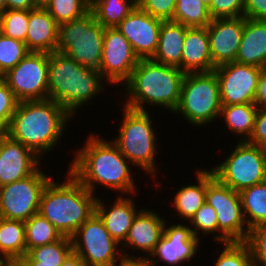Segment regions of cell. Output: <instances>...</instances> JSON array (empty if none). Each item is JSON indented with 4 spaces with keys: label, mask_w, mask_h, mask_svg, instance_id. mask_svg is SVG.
I'll return each mask as SVG.
<instances>
[{
    "label": "cell",
    "mask_w": 266,
    "mask_h": 266,
    "mask_svg": "<svg viewBox=\"0 0 266 266\" xmlns=\"http://www.w3.org/2000/svg\"><path fill=\"white\" fill-rule=\"evenodd\" d=\"M87 138L84 147L76 150L68 171L93 194L97 184L118 191L119 195L136 193L137 185L129 167L132 164H128L130 161L118 147L94 134Z\"/></svg>",
    "instance_id": "6da1fadb"
},
{
    "label": "cell",
    "mask_w": 266,
    "mask_h": 266,
    "mask_svg": "<svg viewBox=\"0 0 266 266\" xmlns=\"http://www.w3.org/2000/svg\"><path fill=\"white\" fill-rule=\"evenodd\" d=\"M70 118L73 117L51 99L22 101L4 132L43 158L61 141Z\"/></svg>",
    "instance_id": "7a4b0ae2"
},
{
    "label": "cell",
    "mask_w": 266,
    "mask_h": 266,
    "mask_svg": "<svg viewBox=\"0 0 266 266\" xmlns=\"http://www.w3.org/2000/svg\"><path fill=\"white\" fill-rule=\"evenodd\" d=\"M185 72L150 59H140L130 78L123 84L127 99L124 106L140 111L146 104L163 107L171 113L178 106ZM145 104V106H144Z\"/></svg>",
    "instance_id": "3957f363"
},
{
    "label": "cell",
    "mask_w": 266,
    "mask_h": 266,
    "mask_svg": "<svg viewBox=\"0 0 266 266\" xmlns=\"http://www.w3.org/2000/svg\"><path fill=\"white\" fill-rule=\"evenodd\" d=\"M104 81L98 70L78 64L65 53H49L48 99L62 106L73 118L76 110L104 91Z\"/></svg>",
    "instance_id": "277c9868"
},
{
    "label": "cell",
    "mask_w": 266,
    "mask_h": 266,
    "mask_svg": "<svg viewBox=\"0 0 266 266\" xmlns=\"http://www.w3.org/2000/svg\"><path fill=\"white\" fill-rule=\"evenodd\" d=\"M64 182L53 177L40 196L39 212L63 236L71 237L95 213V196L69 171Z\"/></svg>",
    "instance_id": "5b68a950"
},
{
    "label": "cell",
    "mask_w": 266,
    "mask_h": 266,
    "mask_svg": "<svg viewBox=\"0 0 266 266\" xmlns=\"http://www.w3.org/2000/svg\"><path fill=\"white\" fill-rule=\"evenodd\" d=\"M123 122L119 127L118 137L112 142L133 166L155 178L157 165V139L152 126V117L149 111H140L123 105ZM156 153V154H155ZM156 168V169H155ZM153 176V177H152Z\"/></svg>",
    "instance_id": "8992f818"
},
{
    "label": "cell",
    "mask_w": 266,
    "mask_h": 266,
    "mask_svg": "<svg viewBox=\"0 0 266 266\" xmlns=\"http://www.w3.org/2000/svg\"><path fill=\"white\" fill-rule=\"evenodd\" d=\"M221 99L215 71L186 73L182 82L180 100L174 114L196 127L205 126L220 116Z\"/></svg>",
    "instance_id": "52a82bcc"
},
{
    "label": "cell",
    "mask_w": 266,
    "mask_h": 266,
    "mask_svg": "<svg viewBox=\"0 0 266 266\" xmlns=\"http://www.w3.org/2000/svg\"><path fill=\"white\" fill-rule=\"evenodd\" d=\"M105 28L90 11L83 17L58 26L56 51L65 53L78 64L99 70Z\"/></svg>",
    "instance_id": "ba28073f"
},
{
    "label": "cell",
    "mask_w": 266,
    "mask_h": 266,
    "mask_svg": "<svg viewBox=\"0 0 266 266\" xmlns=\"http://www.w3.org/2000/svg\"><path fill=\"white\" fill-rule=\"evenodd\" d=\"M71 241L73 252L88 266H117L124 258L144 259L143 255L134 256L126 253L127 249H119L121 244L111 237L96 212L77 229Z\"/></svg>",
    "instance_id": "9c48e42d"
},
{
    "label": "cell",
    "mask_w": 266,
    "mask_h": 266,
    "mask_svg": "<svg viewBox=\"0 0 266 266\" xmlns=\"http://www.w3.org/2000/svg\"><path fill=\"white\" fill-rule=\"evenodd\" d=\"M206 203L217 213L218 234L214 235V241L222 245L230 241L246 240L249 228L239 192L221 183L211 170H207Z\"/></svg>",
    "instance_id": "30bf717a"
},
{
    "label": "cell",
    "mask_w": 266,
    "mask_h": 266,
    "mask_svg": "<svg viewBox=\"0 0 266 266\" xmlns=\"http://www.w3.org/2000/svg\"><path fill=\"white\" fill-rule=\"evenodd\" d=\"M225 158L210 170L221 183L236 192L266 181V163L257 145L238 140Z\"/></svg>",
    "instance_id": "8fae6325"
},
{
    "label": "cell",
    "mask_w": 266,
    "mask_h": 266,
    "mask_svg": "<svg viewBox=\"0 0 266 266\" xmlns=\"http://www.w3.org/2000/svg\"><path fill=\"white\" fill-rule=\"evenodd\" d=\"M50 179L39 167L24 179L0 186V217L25 222L38 213L40 196Z\"/></svg>",
    "instance_id": "7c38bea8"
},
{
    "label": "cell",
    "mask_w": 266,
    "mask_h": 266,
    "mask_svg": "<svg viewBox=\"0 0 266 266\" xmlns=\"http://www.w3.org/2000/svg\"><path fill=\"white\" fill-rule=\"evenodd\" d=\"M49 53L29 52L2 78L18 102L48 99Z\"/></svg>",
    "instance_id": "4fadbf2b"
},
{
    "label": "cell",
    "mask_w": 266,
    "mask_h": 266,
    "mask_svg": "<svg viewBox=\"0 0 266 266\" xmlns=\"http://www.w3.org/2000/svg\"><path fill=\"white\" fill-rule=\"evenodd\" d=\"M220 91L221 105L255 103L263 68L230 62L214 69Z\"/></svg>",
    "instance_id": "5bb4252c"
},
{
    "label": "cell",
    "mask_w": 266,
    "mask_h": 266,
    "mask_svg": "<svg viewBox=\"0 0 266 266\" xmlns=\"http://www.w3.org/2000/svg\"><path fill=\"white\" fill-rule=\"evenodd\" d=\"M127 38L117 27L105 28L99 72L105 82L121 85L130 78L139 62Z\"/></svg>",
    "instance_id": "9a60e30c"
},
{
    "label": "cell",
    "mask_w": 266,
    "mask_h": 266,
    "mask_svg": "<svg viewBox=\"0 0 266 266\" xmlns=\"http://www.w3.org/2000/svg\"><path fill=\"white\" fill-rule=\"evenodd\" d=\"M167 225L165 223L163 235L154 251L146 258L151 266H155L160 260L168 266H182L197 253L200 239L193 235L191 226L182 223Z\"/></svg>",
    "instance_id": "2e32d148"
},
{
    "label": "cell",
    "mask_w": 266,
    "mask_h": 266,
    "mask_svg": "<svg viewBox=\"0 0 266 266\" xmlns=\"http://www.w3.org/2000/svg\"><path fill=\"white\" fill-rule=\"evenodd\" d=\"M162 21L136 6L117 26L139 59H150L158 47Z\"/></svg>",
    "instance_id": "e0dca14e"
},
{
    "label": "cell",
    "mask_w": 266,
    "mask_h": 266,
    "mask_svg": "<svg viewBox=\"0 0 266 266\" xmlns=\"http://www.w3.org/2000/svg\"><path fill=\"white\" fill-rule=\"evenodd\" d=\"M41 160L31 149L0 132V186L33 174Z\"/></svg>",
    "instance_id": "ac0fdd59"
},
{
    "label": "cell",
    "mask_w": 266,
    "mask_h": 266,
    "mask_svg": "<svg viewBox=\"0 0 266 266\" xmlns=\"http://www.w3.org/2000/svg\"><path fill=\"white\" fill-rule=\"evenodd\" d=\"M245 17L212 19L207 26L209 50L215 67L235 62L243 35Z\"/></svg>",
    "instance_id": "d6986e66"
},
{
    "label": "cell",
    "mask_w": 266,
    "mask_h": 266,
    "mask_svg": "<svg viewBox=\"0 0 266 266\" xmlns=\"http://www.w3.org/2000/svg\"><path fill=\"white\" fill-rule=\"evenodd\" d=\"M151 210L142 208L137 213L125 241L121 244V249H137L142 251V254L146 252L148 255L143 256L144 259L150 256L159 243L167 221L160 213Z\"/></svg>",
    "instance_id": "ffe728a7"
},
{
    "label": "cell",
    "mask_w": 266,
    "mask_h": 266,
    "mask_svg": "<svg viewBox=\"0 0 266 266\" xmlns=\"http://www.w3.org/2000/svg\"><path fill=\"white\" fill-rule=\"evenodd\" d=\"M114 204L107 207L99 197L96 199L95 212L104 222L107 231L111 237L119 244H122L129 232L134 218L140 211L135 207V202L132 198L125 195H118L114 200ZM109 208V209H108Z\"/></svg>",
    "instance_id": "44dd1931"
},
{
    "label": "cell",
    "mask_w": 266,
    "mask_h": 266,
    "mask_svg": "<svg viewBox=\"0 0 266 266\" xmlns=\"http://www.w3.org/2000/svg\"><path fill=\"white\" fill-rule=\"evenodd\" d=\"M214 69L207 27H187L182 49L181 70L189 73L210 72Z\"/></svg>",
    "instance_id": "7402d4cb"
},
{
    "label": "cell",
    "mask_w": 266,
    "mask_h": 266,
    "mask_svg": "<svg viewBox=\"0 0 266 266\" xmlns=\"http://www.w3.org/2000/svg\"><path fill=\"white\" fill-rule=\"evenodd\" d=\"M58 24L42 7L29 10L25 45L30 52L52 53L58 42Z\"/></svg>",
    "instance_id": "603a6c76"
},
{
    "label": "cell",
    "mask_w": 266,
    "mask_h": 266,
    "mask_svg": "<svg viewBox=\"0 0 266 266\" xmlns=\"http://www.w3.org/2000/svg\"><path fill=\"white\" fill-rule=\"evenodd\" d=\"M235 62L266 68V20L245 18Z\"/></svg>",
    "instance_id": "cb8c5ba5"
},
{
    "label": "cell",
    "mask_w": 266,
    "mask_h": 266,
    "mask_svg": "<svg viewBox=\"0 0 266 266\" xmlns=\"http://www.w3.org/2000/svg\"><path fill=\"white\" fill-rule=\"evenodd\" d=\"M187 26L174 21H162L158 47L151 58L153 61L181 70L183 43Z\"/></svg>",
    "instance_id": "d4e9b609"
},
{
    "label": "cell",
    "mask_w": 266,
    "mask_h": 266,
    "mask_svg": "<svg viewBox=\"0 0 266 266\" xmlns=\"http://www.w3.org/2000/svg\"><path fill=\"white\" fill-rule=\"evenodd\" d=\"M197 184L185 185L178 190L173 201V208L178 212L180 219L190 221L194 214L206 202L207 169L196 171Z\"/></svg>",
    "instance_id": "484cf974"
},
{
    "label": "cell",
    "mask_w": 266,
    "mask_h": 266,
    "mask_svg": "<svg viewBox=\"0 0 266 266\" xmlns=\"http://www.w3.org/2000/svg\"><path fill=\"white\" fill-rule=\"evenodd\" d=\"M258 106L255 103L222 105L220 118L226 123V128L236 133L240 141H248L254 130L255 116Z\"/></svg>",
    "instance_id": "4316f807"
},
{
    "label": "cell",
    "mask_w": 266,
    "mask_h": 266,
    "mask_svg": "<svg viewBox=\"0 0 266 266\" xmlns=\"http://www.w3.org/2000/svg\"><path fill=\"white\" fill-rule=\"evenodd\" d=\"M239 195L249 230L266 226V181L243 189Z\"/></svg>",
    "instance_id": "83f0119b"
},
{
    "label": "cell",
    "mask_w": 266,
    "mask_h": 266,
    "mask_svg": "<svg viewBox=\"0 0 266 266\" xmlns=\"http://www.w3.org/2000/svg\"><path fill=\"white\" fill-rule=\"evenodd\" d=\"M0 253L15 263L27 254L24 221L0 217Z\"/></svg>",
    "instance_id": "f1b7e54d"
},
{
    "label": "cell",
    "mask_w": 266,
    "mask_h": 266,
    "mask_svg": "<svg viewBox=\"0 0 266 266\" xmlns=\"http://www.w3.org/2000/svg\"><path fill=\"white\" fill-rule=\"evenodd\" d=\"M136 6L137 0H91L90 11L104 28H114Z\"/></svg>",
    "instance_id": "f546056e"
},
{
    "label": "cell",
    "mask_w": 266,
    "mask_h": 266,
    "mask_svg": "<svg viewBox=\"0 0 266 266\" xmlns=\"http://www.w3.org/2000/svg\"><path fill=\"white\" fill-rule=\"evenodd\" d=\"M63 235L40 213L25 221V241L27 252L38 246L60 240Z\"/></svg>",
    "instance_id": "4dcf8cb0"
},
{
    "label": "cell",
    "mask_w": 266,
    "mask_h": 266,
    "mask_svg": "<svg viewBox=\"0 0 266 266\" xmlns=\"http://www.w3.org/2000/svg\"><path fill=\"white\" fill-rule=\"evenodd\" d=\"M172 21L187 27H207L212 18L201 0H176Z\"/></svg>",
    "instance_id": "1f68e13d"
},
{
    "label": "cell",
    "mask_w": 266,
    "mask_h": 266,
    "mask_svg": "<svg viewBox=\"0 0 266 266\" xmlns=\"http://www.w3.org/2000/svg\"><path fill=\"white\" fill-rule=\"evenodd\" d=\"M72 251L71 237L63 236L56 242L30 249L27 255L39 265L61 266Z\"/></svg>",
    "instance_id": "d6a6232c"
},
{
    "label": "cell",
    "mask_w": 266,
    "mask_h": 266,
    "mask_svg": "<svg viewBox=\"0 0 266 266\" xmlns=\"http://www.w3.org/2000/svg\"><path fill=\"white\" fill-rule=\"evenodd\" d=\"M91 0H51L45 9L60 25L79 19L90 12Z\"/></svg>",
    "instance_id": "836d02e7"
},
{
    "label": "cell",
    "mask_w": 266,
    "mask_h": 266,
    "mask_svg": "<svg viewBox=\"0 0 266 266\" xmlns=\"http://www.w3.org/2000/svg\"><path fill=\"white\" fill-rule=\"evenodd\" d=\"M30 51L24 42L0 36V77L15 67Z\"/></svg>",
    "instance_id": "e575fe53"
},
{
    "label": "cell",
    "mask_w": 266,
    "mask_h": 266,
    "mask_svg": "<svg viewBox=\"0 0 266 266\" xmlns=\"http://www.w3.org/2000/svg\"><path fill=\"white\" fill-rule=\"evenodd\" d=\"M2 34L25 43L28 31L29 10L5 9L0 12Z\"/></svg>",
    "instance_id": "d590c367"
},
{
    "label": "cell",
    "mask_w": 266,
    "mask_h": 266,
    "mask_svg": "<svg viewBox=\"0 0 266 266\" xmlns=\"http://www.w3.org/2000/svg\"><path fill=\"white\" fill-rule=\"evenodd\" d=\"M215 266H254L248 246L244 241H230L223 243Z\"/></svg>",
    "instance_id": "8d00e7d4"
},
{
    "label": "cell",
    "mask_w": 266,
    "mask_h": 266,
    "mask_svg": "<svg viewBox=\"0 0 266 266\" xmlns=\"http://www.w3.org/2000/svg\"><path fill=\"white\" fill-rule=\"evenodd\" d=\"M193 235L201 239L200 235H209L217 232V213L208 203H204L189 221ZM201 231V234H199Z\"/></svg>",
    "instance_id": "74e56055"
},
{
    "label": "cell",
    "mask_w": 266,
    "mask_h": 266,
    "mask_svg": "<svg viewBox=\"0 0 266 266\" xmlns=\"http://www.w3.org/2000/svg\"><path fill=\"white\" fill-rule=\"evenodd\" d=\"M254 266H266V226L251 228L244 241Z\"/></svg>",
    "instance_id": "f35d334b"
},
{
    "label": "cell",
    "mask_w": 266,
    "mask_h": 266,
    "mask_svg": "<svg viewBox=\"0 0 266 266\" xmlns=\"http://www.w3.org/2000/svg\"><path fill=\"white\" fill-rule=\"evenodd\" d=\"M18 104L13 92L6 81L0 77V132H4L10 125Z\"/></svg>",
    "instance_id": "ab89813d"
},
{
    "label": "cell",
    "mask_w": 266,
    "mask_h": 266,
    "mask_svg": "<svg viewBox=\"0 0 266 266\" xmlns=\"http://www.w3.org/2000/svg\"><path fill=\"white\" fill-rule=\"evenodd\" d=\"M137 6L161 21H172L176 0H137Z\"/></svg>",
    "instance_id": "60d3db41"
},
{
    "label": "cell",
    "mask_w": 266,
    "mask_h": 266,
    "mask_svg": "<svg viewBox=\"0 0 266 266\" xmlns=\"http://www.w3.org/2000/svg\"><path fill=\"white\" fill-rule=\"evenodd\" d=\"M208 10L212 19L242 17L244 0H212Z\"/></svg>",
    "instance_id": "b9f144b4"
},
{
    "label": "cell",
    "mask_w": 266,
    "mask_h": 266,
    "mask_svg": "<svg viewBox=\"0 0 266 266\" xmlns=\"http://www.w3.org/2000/svg\"><path fill=\"white\" fill-rule=\"evenodd\" d=\"M263 141H266V107H258L255 116L254 130L247 142L258 145Z\"/></svg>",
    "instance_id": "7bdbcfd3"
},
{
    "label": "cell",
    "mask_w": 266,
    "mask_h": 266,
    "mask_svg": "<svg viewBox=\"0 0 266 266\" xmlns=\"http://www.w3.org/2000/svg\"><path fill=\"white\" fill-rule=\"evenodd\" d=\"M245 18L266 20V0H244Z\"/></svg>",
    "instance_id": "ee69618b"
},
{
    "label": "cell",
    "mask_w": 266,
    "mask_h": 266,
    "mask_svg": "<svg viewBox=\"0 0 266 266\" xmlns=\"http://www.w3.org/2000/svg\"><path fill=\"white\" fill-rule=\"evenodd\" d=\"M255 104L258 107H266V68L263 69L259 79Z\"/></svg>",
    "instance_id": "f6af8a7d"
},
{
    "label": "cell",
    "mask_w": 266,
    "mask_h": 266,
    "mask_svg": "<svg viewBox=\"0 0 266 266\" xmlns=\"http://www.w3.org/2000/svg\"><path fill=\"white\" fill-rule=\"evenodd\" d=\"M37 8L33 0H5V9L33 10Z\"/></svg>",
    "instance_id": "bcb514c9"
},
{
    "label": "cell",
    "mask_w": 266,
    "mask_h": 266,
    "mask_svg": "<svg viewBox=\"0 0 266 266\" xmlns=\"http://www.w3.org/2000/svg\"><path fill=\"white\" fill-rule=\"evenodd\" d=\"M61 266H88L87 263L73 251L67 256Z\"/></svg>",
    "instance_id": "7dc6e473"
},
{
    "label": "cell",
    "mask_w": 266,
    "mask_h": 266,
    "mask_svg": "<svg viewBox=\"0 0 266 266\" xmlns=\"http://www.w3.org/2000/svg\"><path fill=\"white\" fill-rule=\"evenodd\" d=\"M117 266H151L147 259H123Z\"/></svg>",
    "instance_id": "c3c4849f"
},
{
    "label": "cell",
    "mask_w": 266,
    "mask_h": 266,
    "mask_svg": "<svg viewBox=\"0 0 266 266\" xmlns=\"http://www.w3.org/2000/svg\"><path fill=\"white\" fill-rule=\"evenodd\" d=\"M16 266H47V265H39V262L32 260L27 254H25L22 258H20L16 262Z\"/></svg>",
    "instance_id": "681fc988"
},
{
    "label": "cell",
    "mask_w": 266,
    "mask_h": 266,
    "mask_svg": "<svg viewBox=\"0 0 266 266\" xmlns=\"http://www.w3.org/2000/svg\"><path fill=\"white\" fill-rule=\"evenodd\" d=\"M0 266H16V263L8 256L0 253Z\"/></svg>",
    "instance_id": "f907efd6"
},
{
    "label": "cell",
    "mask_w": 266,
    "mask_h": 266,
    "mask_svg": "<svg viewBox=\"0 0 266 266\" xmlns=\"http://www.w3.org/2000/svg\"><path fill=\"white\" fill-rule=\"evenodd\" d=\"M259 150L261 152V156L264 160V162L266 163V141L260 142L258 145Z\"/></svg>",
    "instance_id": "816d5d0a"
},
{
    "label": "cell",
    "mask_w": 266,
    "mask_h": 266,
    "mask_svg": "<svg viewBox=\"0 0 266 266\" xmlns=\"http://www.w3.org/2000/svg\"><path fill=\"white\" fill-rule=\"evenodd\" d=\"M36 7L45 8L51 0H33Z\"/></svg>",
    "instance_id": "f5cc1de1"
},
{
    "label": "cell",
    "mask_w": 266,
    "mask_h": 266,
    "mask_svg": "<svg viewBox=\"0 0 266 266\" xmlns=\"http://www.w3.org/2000/svg\"><path fill=\"white\" fill-rule=\"evenodd\" d=\"M5 10V0H0V12Z\"/></svg>",
    "instance_id": "db71d44e"
},
{
    "label": "cell",
    "mask_w": 266,
    "mask_h": 266,
    "mask_svg": "<svg viewBox=\"0 0 266 266\" xmlns=\"http://www.w3.org/2000/svg\"><path fill=\"white\" fill-rule=\"evenodd\" d=\"M208 8L210 7L212 0H201Z\"/></svg>",
    "instance_id": "11a10c76"
},
{
    "label": "cell",
    "mask_w": 266,
    "mask_h": 266,
    "mask_svg": "<svg viewBox=\"0 0 266 266\" xmlns=\"http://www.w3.org/2000/svg\"><path fill=\"white\" fill-rule=\"evenodd\" d=\"M2 35V19H1V16H0V36Z\"/></svg>",
    "instance_id": "9f6ffc18"
}]
</instances>
